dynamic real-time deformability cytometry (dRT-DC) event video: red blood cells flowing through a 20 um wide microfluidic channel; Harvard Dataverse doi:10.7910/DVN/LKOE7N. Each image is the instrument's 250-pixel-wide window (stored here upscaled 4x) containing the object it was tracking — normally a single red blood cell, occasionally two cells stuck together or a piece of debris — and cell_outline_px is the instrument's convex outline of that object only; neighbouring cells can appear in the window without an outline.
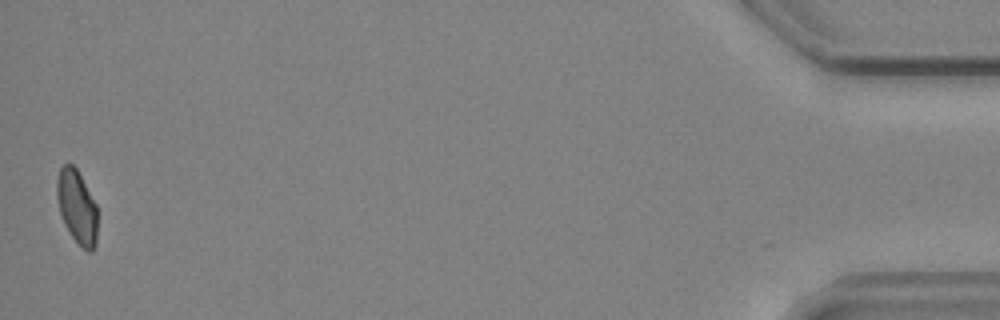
{"species": "common noctule bat (a hibernating species)", "species_latin": "Nyctalus noctula", "temperature_condition": "cold", "stored_images_in_passage": 49, "camera_frame_rate_fps": 3000, "um_per_image_px": 0.085, "animal": {"sex": "male", "body_mass_g": 19.2, "forearm_length_mm": 51.8}, "frame": {"image": 1, "passage_image": 49, "time_ms": 16.0, "image_size_px": [1000, 320], "cell_outline_px": [[96, 244], [92, 252], [88, 252], [72, 236], [64, 224], [60, 212], [56, 196], [56, 180], [60, 168], [64, 164], [72, 164], [76, 168], [96, 204]], "centroid_in_image_um": [6.52, 17.57], "position_along_channel_um": 428.7, "area_um2": 17.17}}